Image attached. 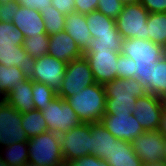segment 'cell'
<instances>
[{
	"label": "cell",
	"instance_id": "6da1fadb",
	"mask_svg": "<svg viewBox=\"0 0 166 166\" xmlns=\"http://www.w3.org/2000/svg\"><path fill=\"white\" fill-rule=\"evenodd\" d=\"M106 92L105 114H127L136 108L138 97L146 95L147 89L137 78H116L104 85Z\"/></svg>",
	"mask_w": 166,
	"mask_h": 166
},
{
	"label": "cell",
	"instance_id": "7a4b0ae2",
	"mask_svg": "<svg viewBox=\"0 0 166 166\" xmlns=\"http://www.w3.org/2000/svg\"><path fill=\"white\" fill-rule=\"evenodd\" d=\"M82 123L100 122L106 111V92L102 84L94 83L67 99Z\"/></svg>",
	"mask_w": 166,
	"mask_h": 166
},
{
	"label": "cell",
	"instance_id": "3957f363",
	"mask_svg": "<svg viewBox=\"0 0 166 166\" xmlns=\"http://www.w3.org/2000/svg\"><path fill=\"white\" fill-rule=\"evenodd\" d=\"M28 163L65 166L59 135L46 131L28 140Z\"/></svg>",
	"mask_w": 166,
	"mask_h": 166
},
{
	"label": "cell",
	"instance_id": "277c9868",
	"mask_svg": "<svg viewBox=\"0 0 166 166\" xmlns=\"http://www.w3.org/2000/svg\"><path fill=\"white\" fill-rule=\"evenodd\" d=\"M96 83L92 70L84 56L72 60L67 64L62 85L57 96L67 100L79 94L85 87Z\"/></svg>",
	"mask_w": 166,
	"mask_h": 166
},
{
	"label": "cell",
	"instance_id": "5b68a950",
	"mask_svg": "<svg viewBox=\"0 0 166 166\" xmlns=\"http://www.w3.org/2000/svg\"><path fill=\"white\" fill-rule=\"evenodd\" d=\"M149 12L140 2L124 5L116 18V27L123 39L139 38L149 40L147 19Z\"/></svg>",
	"mask_w": 166,
	"mask_h": 166
},
{
	"label": "cell",
	"instance_id": "8992f818",
	"mask_svg": "<svg viewBox=\"0 0 166 166\" xmlns=\"http://www.w3.org/2000/svg\"><path fill=\"white\" fill-rule=\"evenodd\" d=\"M42 114L48 126V131L62 135L79 126L82 122L67 100L56 96L42 110Z\"/></svg>",
	"mask_w": 166,
	"mask_h": 166
},
{
	"label": "cell",
	"instance_id": "52a82bcc",
	"mask_svg": "<svg viewBox=\"0 0 166 166\" xmlns=\"http://www.w3.org/2000/svg\"><path fill=\"white\" fill-rule=\"evenodd\" d=\"M59 145L64 163L91 155V124L81 123L59 135Z\"/></svg>",
	"mask_w": 166,
	"mask_h": 166
},
{
	"label": "cell",
	"instance_id": "ba28073f",
	"mask_svg": "<svg viewBox=\"0 0 166 166\" xmlns=\"http://www.w3.org/2000/svg\"><path fill=\"white\" fill-rule=\"evenodd\" d=\"M120 54L133 59L134 66H144L160 60L166 54V49L150 40L129 38L123 39Z\"/></svg>",
	"mask_w": 166,
	"mask_h": 166
},
{
	"label": "cell",
	"instance_id": "9c48e42d",
	"mask_svg": "<svg viewBox=\"0 0 166 166\" xmlns=\"http://www.w3.org/2000/svg\"><path fill=\"white\" fill-rule=\"evenodd\" d=\"M67 64L68 63L58 60L51 55H43L36 58L30 79L34 82L44 83L55 92H58L62 85Z\"/></svg>",
	"mask_w": 166,
	"mask_h": 166
},
{
	"label": "cell",
	"instance_id": "30bf717a",
	"mask_svg": "<svg viewBox=\"0 0 166 166\" xmlns=\"http://www.w3.org/2000/svg\"><path fill=\"white\" fill-rule=\"evenodd\" d=\"M100 122L115 138L129 143L145 132L132 113L104 114Z\"/></svg>",
	"mask_w": 166,
	"mask_h": 166
},
{
	"label": "cell",
	"instance_id": "8fae6325",
	"mask_svg": "<svg viewBox=\"0 0 166 166\" xmlns=\"http://www.w3.org/2000/svg\"><path fill=\"white\" fill-rule=\"evenodd\" d=\"M120 52L114 50H97L95 53H84L95 82L105 85L117 78V59Z\"/></svg>",
	"mask_w": 166,
	"mask_h": 166
},
{
	"label": "cell",
	"instance_id": "7c38bea8",
	"mask_svg": "<svg viewBox=\"0 0 166 166\" xmlns=\"http://www.w3.org/2000/svg\"><path fill=\"white\" fill-rule=\"evenodd\" d=\"M165 138L159 130L145 131L132 142L133 149L143 164L163 160Z\"/></svg>",
	"mask_w": 166,
	"mask_h": 166
},
{
	"label": "cell",
	"instance_id": "4fadbf2b",
	"mask_svg": "<svg viewBox=\"0 0 166 166\" xmlns=\"http://www.w3.org/2000/svg\"><path fill=\"white\" fill-rule=\"evenodd\" d=\"M135 106L136 108L132 110V114L136 116L137 121L144 130H158L163 115L159 97L147 93L146 95L137 98Z\"/></svg>",
	"mask_w": 166,
	"mask_h": 166
},
{
	"label": "cell",
	"instance_id": "5bb4252c",
	"mask_svg": "<svg viewBox=\"0 0 166 166\" xmlns=\"http://www.w3.org/2000/svg\"><path fill=\"white\" fill-rule=\"evenodd\" d=\"M47 54L66 63L84 55L75 40L65 31L49 36Z\"/></svg>",
	"mask_w": 166,
	"mask_h": 166
},
{
	"label": "cell",
	"instance_id": "9a60e30c",
	"mask_svg": "<svg viewBox=\"0 0 166 166\" xmlns=\"http://www.w3.org/2000/svg\"><path fill=\"white\" fill-rule=\"evenodd\" d=\"M11 22L23 33L24 38H33L38 34H46L41 13L32 8L20 6Z\"/></svg>",
	"mask_w": 166,
	"mask_h": 166
},
{
	"label": "cell",
	"instance_id": "2e32d148",
	"mask_svg": "<svg viewBox=\"0 0 166 166\" xmlns=\"http://www.w3.org/2000/svg\"><path fill=\"white\" fill-rule=\"evenodd\" d=\"M35 63L36 58L27 54L23 45L0 47V64H4L7 68L18 67L29 79L32 76Z\"/></svg>",
	"mask_w": 166,
	"mask_h": 166
},
{
	"label": "cell",
	"instance_id": "e0dca14e",
	"mask_svg": "<svg viewBox=\"0 0 166 166\" xmlns=\"http://www.w3.org/2000/svg\"><path fill=\"white\" fill-rule=\"evenodd\" d=\"M86 15L77 11L66 15L64 31L67 32L85 53L90 46L92 36L87 27Z\"/></svg>",
	"mask_w": 166,
	"mask_h": 166
},
{
	"label": "cell",
	"instance_id": "ac0fdd59",
	"mask_svg": "<svg viewBox=\"0 0 166 166\" xmlns=\"http://www.w3.org/2000/svg\"><path fill=\"white\" fill-rule=\"evenodd\" d=\"M4 101L20 113L33 111L35 106L32 98V80L28 78L14 86L4 97Z\"/></svg>",
	"mask_w": 166,
	"mask_h": 166
},
{
	"label": "cell",
	"instance_id": "d6986e66",
	"mask_svg": "<svg viewBox=\"0 0 166 166\" xmlns=\"http://www.w3.org/2000/svg\"><path fill=\"white\" fill-rule=\"evenodd\" d=\"M116 140L101 122L91 123V155L106 160Z\"/></svg>",
	"mask_w": 166,
	"mask_h": 166
},
{
	"label": "cell",
	"instance_id": "ffe728a7",
	"mask_svg": "<svg viewBox=\"0 0 166 166\" xmlns=\"http://www.w3.org/2000/svg\"><path fill=\"white\" fill-rule=\"evenodd\" d=\"M110 166H142V162L135 153L132 143L116 140L108 158L105 160Z\"/></svg>",
	"mask_w": 166,
	"mask_h": 166
},
{
	"label": "cell",
	"instance_id": "44dd1931",
	"mask_svg": "<svg viewBox=\"0 0 166 166\" xmlns=\"http://www.w3.org/2000/svg\"><path fill=\"white\" fill-rule=\"evenodd\" d=\"M87 27L92 38L95 36L120 35L116 27V19L95 10L86 15Z\"/></svg>",
	"mask_w": 166,
	"mask_h": 166
},
{
	"label": "cell",
	"instance_id": "7402d4cb",
	"mask_svg": "<svg viewBox=\"0 0 166 166\" xmlns=\"http://www.w3.org/2000/svg\"><path fill=\"white\" fill-rule=\"evenodd\" d=\"M28 152V141L0 147V166H26Z\"/></svg>",
	"mask_w": 166,
	"mask_h": 166
},
{
	"label": "cell",
	"instance_id": "603a6c76",
	"mask_svg": "<svg viewBox=\"0 0 166 166\" xmlns=\"http://www.w3.org/2000/svg\"><path fill=\"white\" fill-rule=\"evenodd\" d=\"M147 34L150 41L166 49V12L149 13Z\"/></svg>",
	"mask_w": 166,
	"mask_h": 166
},
{
	"label": "cell",
	"instance_id": "cb8c5ba5",
	"mask_svg": "<svg viewBox=\"0 0 166 166\" xmlns=\"http://www.w3.org/2000/svg\"><path fill=\"white\" fill-rule=\"evenodd\" d=\"M27 79L18 67L7 68L4 64H0V96L4 98L14 86Z\"/></svg>",
	"mask_w": 166,
	"mask_h": 166
},
{
	"label": "cell",
	"instance_id": "d4e9b609",
	"mask_svg": "<svg viewBox=\"0 0 166 166\" xmlns=\"http://www.w3.org/2000/svg\"><path fill=\"white\" fill-rule=\"evenodd\" d=\"M21 126L26 131L29 138H33L48 131V126L42 111L36 109L30 112L22 113Z\"/></svg>",
	"mask_w": 166,
	"mask_h": 166
},
{
	"label": "cell",
	"instance_id": "484cf974",
	"mask_svg": "<svg viewBox=\"0 0 166 166\" xmlns=\"http://www.w3.org/2000/svg\"><path fill=\"white\" fill-rule=\"evenodd\" d=\"M40 13L47 35L51 36L64 31L66 15L58 11L52 4L42 8Z\"/></svg>",
	"mask_w": 166,
	"mask_h": 166
},
{
	"label": "cell",
	"instance_id": "4316f807",
	"mask_svg": "<svg viewBox=\"0 0 166 166\" xmlns=\"http://www.w3.org/2000/svg\"><path fill=\"white\" fill-rule=\"evenodd\" d=\"M166 93V54L153 63L151 73V94L161 96Z\"/></svg>",
	"mask_w": 166,
	"mask_h": 166
},
{
	"label": "cell",
	"instance_id": "83f0119b",
	"mask_svg": "<svg viewBox=\"0 0 166 166\" xmlns=\"http://www.w3.org/2000/svg\"><path fill=\"white\" fill-rule=\"evenodd\" d=\"M56 96L57 92L48 85L32 81V98L36 110H44Z\"/></svg>",
	"mask_w": 166,
	"mask_h": 166
},
{
	"label": "cell",
	"instance_id": "f1b7e54d",
	"mask_svg": "<svg viewBox=\"0 0 166 166\" xmlns=\"http://www.w3.org/2000/svg\"><path fill=\"white\" fill-rule=\"evenodd\" d=\"M24 35L12 22L0 21V47L23 45Z\"/></svg>",
	"mask_w": 166,
	"mask_h": 166
},
{
	"label": "cell",
	"instance_id": "f546056e",
	"mask_svg": "<svg viewBox=\"0 0 166 166\" xmlns=\"http://www.w3.org/2000/svg\"><path fill=\"white\" fill-rule=\"evenodd\" d=\"M49 46V35L38 34L35 37H25L23 48L33 58L47 55Z\"/></svg>",
	"mask_w": 166,
	"mask_h": 166
},
{
	"label": "cell",
	"instance_id": "4dcf8cb0",
	"mask_svg": "<svg viewBox=\"0 0 166 166\" xmlns=\"http://www.w3.org/2000/svg\"><path fill=\"white\" fill-rule=\"evenodd\" d=\"M122 41L121 35L95 36V38H92L89 49L85 53H95L97 50L120 52Z\"/></svg>",
	"mask_w": 166,
	"mask_h": 166
},
{
	"label": "cell",
	"instance_id": "1f68e13d",
	"mask_svg": "<svg viewBox=\"0 0 166 166\" xmlns=\"http://www.w3.org/2000/svg\"><path fill=\"white\" fill-rule=\"evenodd\" d=\"M21 122L22 113L3 101L0 104V128L19 127Z\"/></svg>",
	"mask_w": 166,
	"mask_h": 166
},
{
	"label": "cell",
	"instance_id": "d6a6232c",
	"mask_svg": "<svg viewBox=\"0 0 166 166\" xmlns=\"http://www.w3.org/2000/svg\"><path fill=\"white\" fill-rule=\"evenodd\" d=\"M28 140L29 137L21 124H19V127L0 128V147Z\"/></svg>",
	"mask_w": 166,
	"mask_h": 166
},
{
	"label": "cell",
	"instance_id": "836d02e7",
	"mask_svg": "<svg viewBox=\"0 0 166 166\" xmlns=\"http://www.w3.org/2000/svg\"><path fill=\"white\" fill-rule=\"evenodd\" d=\"M124 5L119 0H99L97 10L106 16L116 19Z\"/></svg>",
	"mask_w": 166,
	"mask_h": 166
},
{
	"label": "cell",
	"instance_id": "e575fe53",
	"mask_svg": "<svg viewBox=\"0 0 166 166\" xmlns=\"http://www.w3.org/2000/svg\"><path fill=\"white\" fill-rule=\"evenodd\" d=\"M117 64V78H135L133 59L123 54H119Z\"/></svg>",
	"mask_w": 166,
	"mask_h": 166
},
{
	"label": "cell",
	"instance_id": "d590c367",
	"mask_svg": "<svg viewBox=\"0 0 166 166\" xmlns=\"http://www.w3.org/2000/svg\"><path fill=\"white\" fill-rule=\"evenodd\" d=\"M135 78H137L147 89V92L151 94V73H152V65H144V66H134Z\"/></svg>",
	"mask_w": 166,
	"mask_h": 166
},
{
	"label": "cell",
	"instance_id": "8d00e7d4",
	"mask_svg": "<svg viewBox=\"0 0 166 166\" xmlns=\"http://www.w3.org/2000/svg\"><path fill=\"white\" fill-rule=\"evenodd\" d=\"M20 4L16 0H9L0 4V21L11 22L19 9Z\"/></svg>",
	"mask_w": 166,
	"mask_h": 166
},
{
	"label": "cell",
	"instance_id": "74e56055",
	"mask_svg": "<svg viewBox=\"0 0 166 166\" xmlns=\"http://www.w3.org/2000/svg\"><path fill=\"white\" fill-rule=\"evenodd\" d=\"M65 166H110L105 160H101L94 155H86L65 163Z\"/></svg>",
	"mask_w": 166,
	"mask_h": 166
},
{
	"label": "cell",
	"instance_id": "f35d334b",
	"mask_svg": "<svg viewBox=\"0 0 166 166\" xmlns=\"http://www.w3.org/2000/svg\"><path fill=\"white\" fill-rule=\"evenodd\" d=\"M99 0H75V10L81 14L87 15L97 10Z\"/></svg>",
	"mask_w": 166,
	"mask_h": 166
},
{
	"label": "cell",
	"instance_id": "ab89813d",
	"mask_svg": "<svg viewBox=\"0 0 166 166\" xmlns=\"http://www.w3.org/2000/svg\"><path fill=\"white\" fill-rule=\"evenodd\" d=\"M149 13L166 12V0H140Z\"/></svg>",
	"mask_w": 166,
	"mask_h": 166
},
{
	"label": "cell",
	"instance_id": "60d3db41",
	"mask_svg": "<svg viewBox=\"0 0 166 166\" xmlns=\"http://www.w3.org/2000/svg\"><path fill=\"white\" fill-rule=\"evenodd\" d=\"M51 4L62 14L67 15L75 12V0H51Z\"/></svg>",
	"mask_w": 166,
	"mask_h": 166
},
{
	"label": "cell",
	"instance_id": "b9f144b4",
	"mask_svg": "<svg viewBox=\"0 0 166 166\" xmlns=\"http://www.w3.org/2000/svg\"><path fill=\"white\" fill-rule=\"evenodd\" d=\"M20 6L32 8L37 11H41L42 8L51 5V0H16Z\"/></svg>",
	"mask_w": 166,
	"mask_h": 166
},
{
	"label": "cell",
	"instance_id": "7bdbcfd3",
	"mask_svg": "<svg viewBox=\"0 0 166 166\" xmlns=\"http://www.w3.org/2000/svg\"><path fill=\"white\" fill-rule=\"evenodd\" d=\"M158 130L161 132L162 136L166 139V114L162 115L160 127Z\"/></svg>",
	"mask_w": 166,
	"mask_h": 166
},
{
	"label": "cell",
	"instance_id": "ee69618b",
	"mask_svg": "<svg viewBox=\"0 0 166 166\" xmlns=\"http://www.w3.org/2000/svg\"><path fill=\"white\" fill-rule=\"evenodd\" d=\"M159 101L163 114H166V93L159 96Z\"/></svg>",
	"mask_w": 166,
	"mask_h": 166
},
{
	"label": "cell",
	"instance_id": "f6af8a7d",
	"mask_svg": "<svg viewBox=\"0 0 166 166\" xmlns=\"http://www.w3.org/2000/svg\"><path fill=\"white\" fill-rule=\"evenodd\" d=\"M142 166H166V161L161 160L154 164H142Z\"/></svg>",
	"mask_w": 166,
	"mask_h": 166
},
{
	"label": "cell",
	"instance_id": "bcb514c9",
	"mask_svg": "<svg viewBox=\"0 0 166 166\" xmlns=\"http://www.w3.org/2000/svg\"><path fill=\"white\" fill-rule=\"evenodd\" d=\"M123 5H130L133 3L140 2V0H119Z\"/></svg>",
	"mask_w": 166,
	"mask_h": 166
},
{
	"label": "cell",
	"instance_id": "7dc6e473",
	"mask_svg": "<svg viewBox=\"0 0 166 166\" xmlns=\"http://www.w3.org/2000/svg\"><path fill=\"white\" fill-rule=\"evenodd\" d=\"M163 160L166 161V139H165L164 149H163Z\"/></svg>",
	"mask_w": 166,
	"mask_h": 166
},
{
	"label": "cell",
	"instance_id": "c3c4849f",
	"mask_svg": "<svg viewBox=\"0 0 166 166\" xmlns=\"http://www.w3.org/2000/svg\"><path fill=\"white\" fill-rule=\"evenodd\" d=\"M26 166H46V165H38V164H35V163H28Z\"/></svg>",
	"mask_w": 166,
	"mask_h": 166
},
{
	"label": "cell",
	"instance_id": "681fc988",
	"mask_svg": "<svg viewBox=\"0 0 166 166\" xmlns=\"http://www.w3.org/2000/svg\"><path fill=\"white\" fill-rule=\"evenodd\" d=\"M4 101V98H2L1 96H0V102H3Z\"/></svg>",
	"mask_w": 166,
	"mask_h": 166
},
{
	"label": "cell",
	"instance_id": "f907efd6",
	"mask_svg": "<svg viewBox=\"0 0 166 166\" xmlns=\"http://www.w3.org/2000/svg\"><path fill=\"white\" fill-rule=\"evenodd\" d=\"M6 1H9V0H0L1 3H2V2H6Z\"/></svg>",
	"mask_w": 166,
	"mask_h": 166
}]
</instances>
